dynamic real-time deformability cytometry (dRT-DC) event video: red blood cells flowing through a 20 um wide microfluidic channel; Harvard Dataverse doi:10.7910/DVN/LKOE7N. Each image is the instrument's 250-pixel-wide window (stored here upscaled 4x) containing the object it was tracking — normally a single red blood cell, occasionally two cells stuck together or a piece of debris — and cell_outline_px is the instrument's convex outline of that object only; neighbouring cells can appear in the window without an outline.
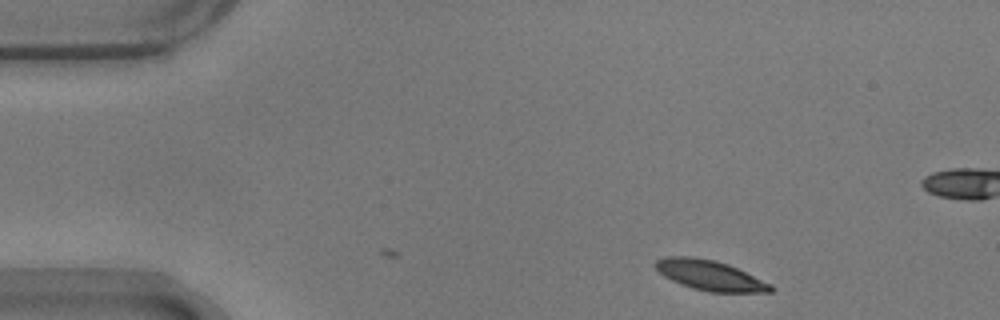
{"species": "common noctule bat (a hibernating species)", "species_latin": "Nyctalus noctula", "temperature_condition": "warm", "stored_images_in_passage": 36, "camera_frame_rate_fps": 3000, "um_per_image_px": 0.085, "animal": {"sex": "male", "body_mass_g": 17.9}, "frame": {"image": 1, "passage_image": 1, "time_ms": 0.0, "image_size_px": [1000, 320], "cell_outline_px": [[776, 288], [772, 292], [708, 292], [692, 288], [680, 284], [664, 276], [652, 264], [656, 260], [668, 256], [692, 256], [712, 260], [728, 264], [772, 284]], "centroid_in_image_um": [60.35, 23.41], "position_along_channel_um": 24.7, "area_um2": 20.23}}
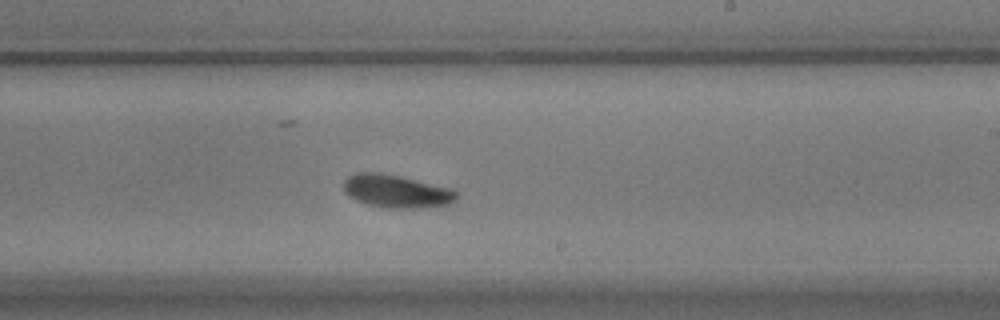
{"frame": {"image": 2, "passage_image": 26, "time_ms": 8.333, "image_size_px": [1000, 320], "cell_outline_px": [[456, 200], [448, 204], [420, 208], [388, 208], [368, 204], [356, 200], [348, 196], [344, 192], [344, 180], [348, 176], [356, 172], [376, 172], [400, 176], [452, 188], [456, 192]], "centroid_in_image_um": [33.67, 16.25], "position_along_channel_um": 255.3, "area_um2": 21.68}}
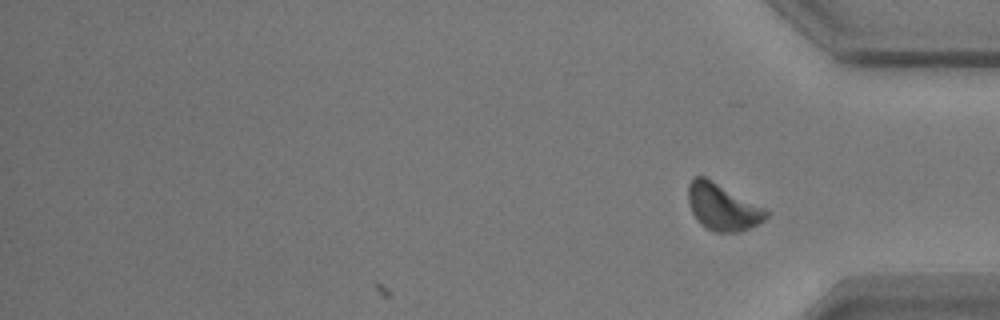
{"frame": {"image": 3, "passage_image": 36, "time_ms": 11.667, "image_size_px": [1000, 320], "cell_outline_px": [[772, 212], [764, 220], [740, 232], [716, 232], [708, 228], [692, 212], [688, 200], [688, 184], [696, 176], [704, 176]], "centroid_in_image_um": [61.44, 17.59], "position_along_channel_um": 373.8, "area_um2": 20.69}, "authors_computed_cell_mechanics": {"area_um2": 20.8947, "velocity_mm_per_s": 3.6425, "shape_relaxation_time_tau1_ms": 5.5477, "shape_relaxation_time_tau2_ms": null, "deformation_change_tau1": 0.2128, "deformation_change_tau2": null}}